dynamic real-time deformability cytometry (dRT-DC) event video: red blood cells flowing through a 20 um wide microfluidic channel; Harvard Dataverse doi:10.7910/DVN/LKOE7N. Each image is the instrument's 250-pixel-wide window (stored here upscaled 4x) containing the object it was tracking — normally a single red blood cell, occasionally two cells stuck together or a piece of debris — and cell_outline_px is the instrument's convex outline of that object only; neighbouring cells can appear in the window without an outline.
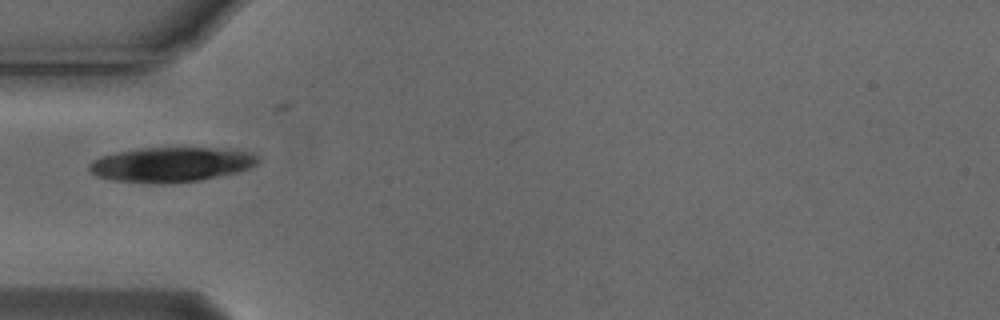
{"species": "Egyptian fruit bat (a non-hibernating species)", "species_latin": "Rousettus aegyptiacus", "temperature_condition": "cold", "stored_images_in_passage": 3, "camera_frame_rate_fps": 3000, "um_per_image_px": 0.085, "animal": {"sex": "male"}, "frame": {"image": 1, "passage_image": 1, "time_ms": 0.0, "image_size_px": [1000, 320], "cell_outline_px": [[260, 160], [256, 164], [248, 168], [236, 172], [200, 180], [160, 184], [152, 184], [116, 180], [96, 176], [88, 168], [88, 164], [92, 160], [100, 156], [140, 148], [232, 148], [252, 152], [260, 156]], "centroid_in_image_um": [14.59, 13.97], "position_along_channel_um": 70.4, "area_um2": 34.33}}